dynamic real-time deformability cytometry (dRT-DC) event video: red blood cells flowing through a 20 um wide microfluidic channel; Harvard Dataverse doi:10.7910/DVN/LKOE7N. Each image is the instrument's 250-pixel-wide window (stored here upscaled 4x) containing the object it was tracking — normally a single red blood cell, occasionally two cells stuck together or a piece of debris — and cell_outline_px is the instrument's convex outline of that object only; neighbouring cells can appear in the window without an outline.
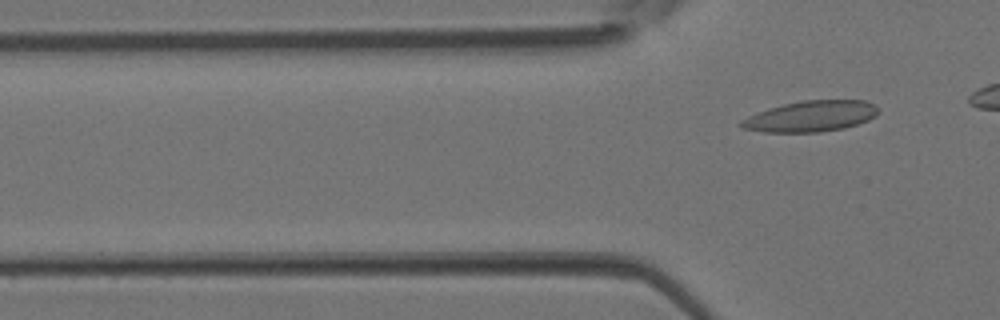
{"species": "Egyptian fruit bat (a non-hibernating species)", "species_latin": "Rousettus aegyptiacus", "temperature_condition": "room temperature", "stored_images_in_passage": 3, "camera_frame_rate_fps": 3000, "um_per_image_px": 0.085, "animal": {"sex": "female"}, "frame": {"image": 1, "passage_image": 3, "time_ms": 0.667, "image_size_px": [1000, 320], "cell_outline_px": [[876, 116], [868, 120], [844, 128], [820, 132], [764, 132], [740, 128], [736, 124], [740, 120], [748, 116], [768, 108], [784, 104], [804, 100], [864, 100], [876, 104]], "centroid_in_image_um": [68.87, 9.88], "position_along_channel_um": 56.9, "area_um2": 24.74}}